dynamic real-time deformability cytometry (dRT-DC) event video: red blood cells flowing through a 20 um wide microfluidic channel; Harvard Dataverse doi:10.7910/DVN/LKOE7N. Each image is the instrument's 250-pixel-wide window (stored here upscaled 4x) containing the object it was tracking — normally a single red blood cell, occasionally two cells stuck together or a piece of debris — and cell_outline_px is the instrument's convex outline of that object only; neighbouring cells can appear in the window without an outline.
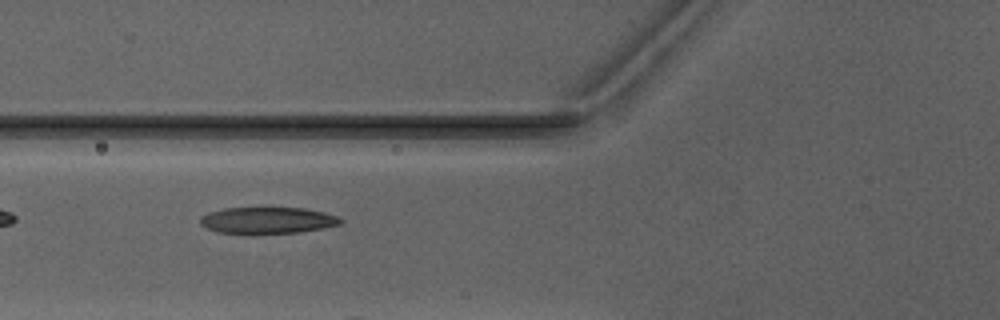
{"species": "Egyptian fruit bat (a non-hibernating species)", "species_latin": "Rousettus aegyptiacus", "temperature_condition": "warm", "stored_images_in_passage": 6, "camera_frame_rate_fps": 3000, "um_per_image_px": 0.085, "animal": {"sex": "male"}, "frame": {"image": 1, "passage_image": 4, "time_ms": 3.333, "image_size_px": [1000, 320], "cell_outline_px": [[344, 220], [340, 224], [324, 228], [300, 232], [252, 236], [216, 232], [200, 224], [200, 216], [208, 212], [224, 208], [304, 208], [324, 212], [336, 216]], "centroid_in_image_um": [22.69, 18.77], "position_along_channel_um": 103.1, "area_um2": 22.43}}
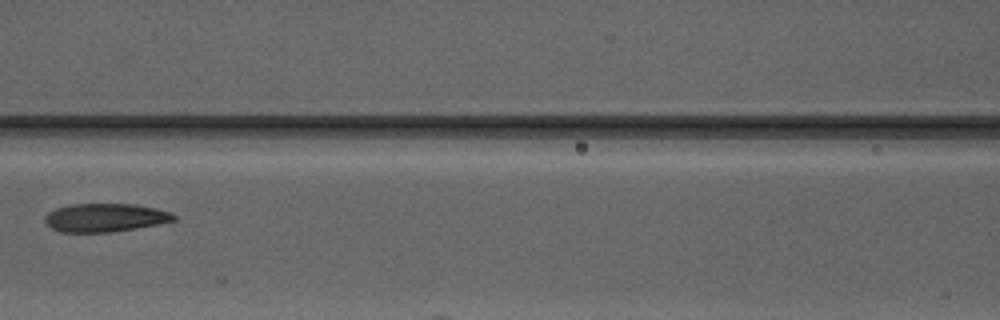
{"frame": {"image": 2, "passage_image": 5, "time_ms": 4.667, "image_size_px": [1000, 320], "cell_outline_px": [[176, 220], [136, 228], [112, 232], [60, 232], [44, 224], [44, 216], [48, 212], [56, 208], [72, 204], [136, 204], [156, 208], [168, 212], [176, 216]], "centroid_in_image_um": [8.88, 18.5], "position_along_channel_um": 157.7, "area_um2": 21.33}}
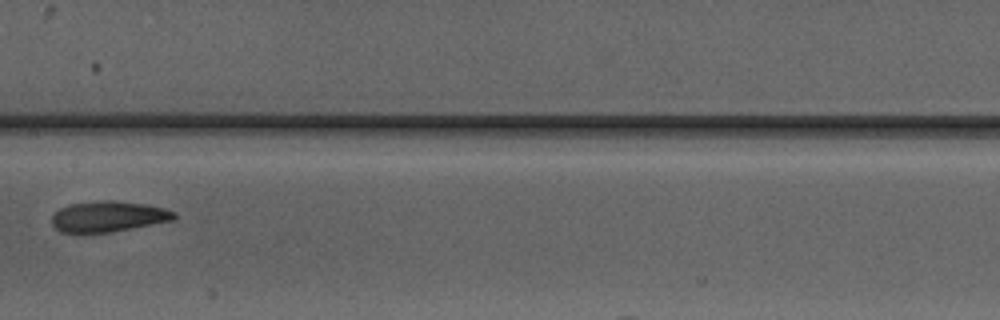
{"frame": {"image": 3, "passage_image": 6, "time_ms": 5.667, "image_size_px": [1000, 320], "cell_outline_px": [[176, 220], [112, 232], [84, 236], [80, 236], [60, 232], [52, 224], [52, 216], [60, 208], [68, 204], [100, 200], [112, 200], [144, 204], [164, 208], [176, 212]], "centroid_in_image_um": [9.16, 18.45], "position_along_channel_um": 198.2, "area_um2": 22.77}}